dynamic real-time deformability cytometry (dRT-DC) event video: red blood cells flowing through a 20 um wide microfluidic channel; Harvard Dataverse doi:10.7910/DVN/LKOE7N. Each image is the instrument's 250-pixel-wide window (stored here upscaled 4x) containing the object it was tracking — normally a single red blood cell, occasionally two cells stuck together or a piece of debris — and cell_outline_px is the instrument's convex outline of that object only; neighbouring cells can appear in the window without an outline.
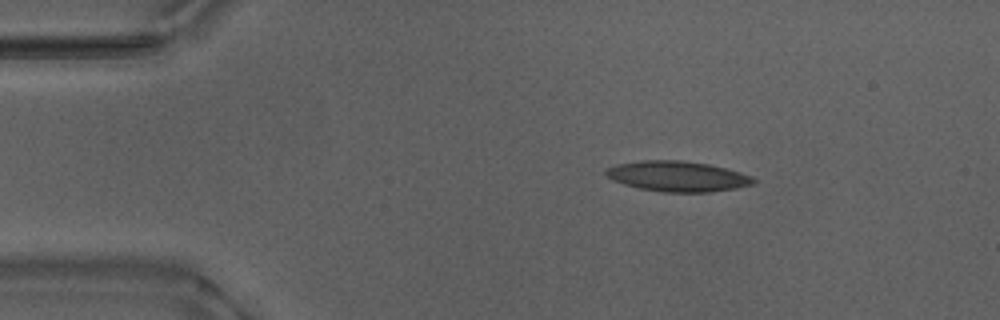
{"species": "Egyptian fruit bat (a non-hibernating species)", "species_latin": "Rousettus aegyptiacus", "temperature_condition": "warm", "stored_images_in_passage": 42, "camera_frame_rate_fps": 3000, "um_per_image_px": 0.085, "animal": {"sex": "male"}, "frame": {"image": 1, "passage_image": 1, "time_ms": 0.0, "image_size_px": [1000, 320], "cell_outline_px": [[756, 184], [736, 188], [708, 192], [664, 192], [640, 188], [624, 184], [612, 180], [604, 176], [604, 172], [608, 168], [616, 164], [640, 160], [680, 160], [708, 164], [740, 172], [752, 176], [756, 180]], "centroid_in_image_um": [57.58, 14.98], "position_along_channel_um": 27.4, "area_um2": 26.18}}
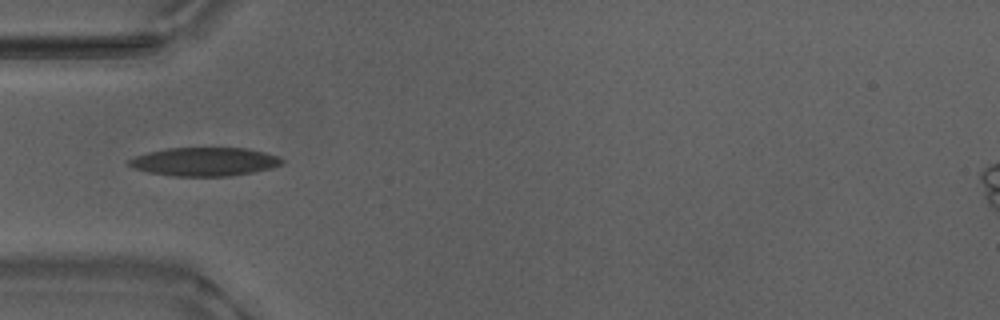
{"frame": {"image": 2, "passage_image": 9, "time_ms": 2.667, "image_size_px": [1000, 320], "cell_outline_px": [[284, 164], [272, 168], [252, 172], [228, 176], [172, 176], [148, 172], [132, 168], [128, 164], [128, 160], [136, 156], [148, 152], [168, 148], [248, 148], [280, 156], [284, 160]], "centroid_in_image_um": [17.41, 13.74], "position_along_channel_um": 67.6, "area_um2": 25.55}}
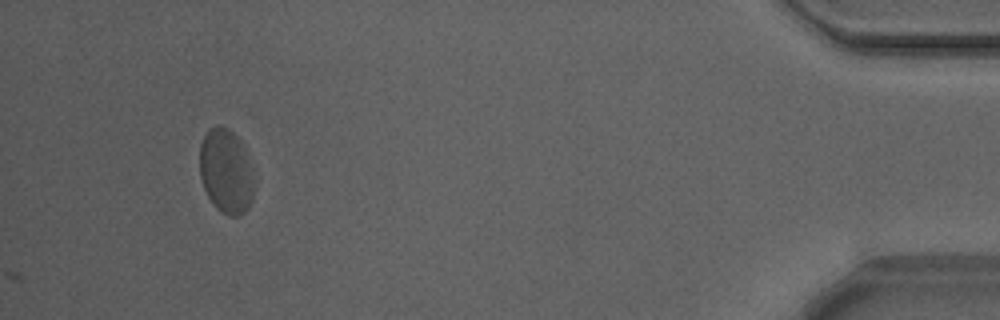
{"frame": {"image": 3, "passage_image": 42, "time_ms": 13.667, "image_size_px": [1000, 320], "cell_outline_px": [[252, 200], [248, 208], [240, 216], [228, 216], [220, 212], [216, 208], [208, 196], [204, 188], [200, 176], [200, 144], [204, 136], [212, 128], [228, 128], [244, 144], [252, 168]], "centroid_in_image_um": [19.22, 14.6], "position_along_channel_um": 416.0, "area_um2": 26.59}, "authors_computed_cell_mechanics": {"area_um2": 24.5939, "velocity_mm_per_s": 3.8241, "shape_relaxation_time_tau1_ms": 3.36, "shape_relaxation_time_tau2_ms": 1.875, "deformation_change_tau1": 0.1343, "deformation_change_tau2": 0.0912}}